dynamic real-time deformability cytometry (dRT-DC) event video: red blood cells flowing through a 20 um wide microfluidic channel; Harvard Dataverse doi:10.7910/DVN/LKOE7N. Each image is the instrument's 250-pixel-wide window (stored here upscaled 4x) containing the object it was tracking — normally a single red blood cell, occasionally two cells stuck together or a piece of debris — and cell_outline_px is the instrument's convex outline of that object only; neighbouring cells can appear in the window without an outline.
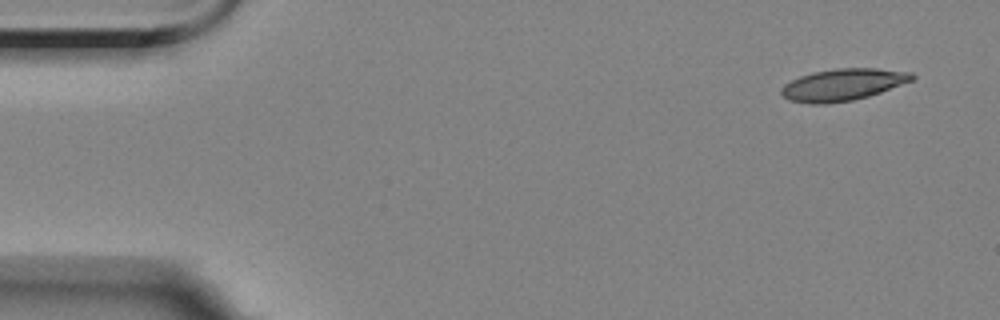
{"species": "Egyptian fruit bat (a non-hibernating species)", "species_latin": "Rousettus aegyptiacus", "temperature_condition": "room temperature", "stored_images_in_passage": 4, "camera_frame_rate_fps": 3000, "um_per_image_px": 0.085, "animal": {"sex": "female"}, "frame": {"image": 1, "passage_image": 1, "time_ms": 0.0, "image_size_px": [1000, 320], "cell_outline_px": [[916, 76], [912, 80], [880, 92], [868, 96], [852, 100], [828, 104], [812, 104], [788, 100], [780, 92], [780, 88], [784, 84], [800, 76], [812, 72], [836, 68], [876, 68], [912, 72]], "centroid_in_image_um": [71.62, 7.19], "position_along_channel_um": 13.4, "area_um2": 24.28}}